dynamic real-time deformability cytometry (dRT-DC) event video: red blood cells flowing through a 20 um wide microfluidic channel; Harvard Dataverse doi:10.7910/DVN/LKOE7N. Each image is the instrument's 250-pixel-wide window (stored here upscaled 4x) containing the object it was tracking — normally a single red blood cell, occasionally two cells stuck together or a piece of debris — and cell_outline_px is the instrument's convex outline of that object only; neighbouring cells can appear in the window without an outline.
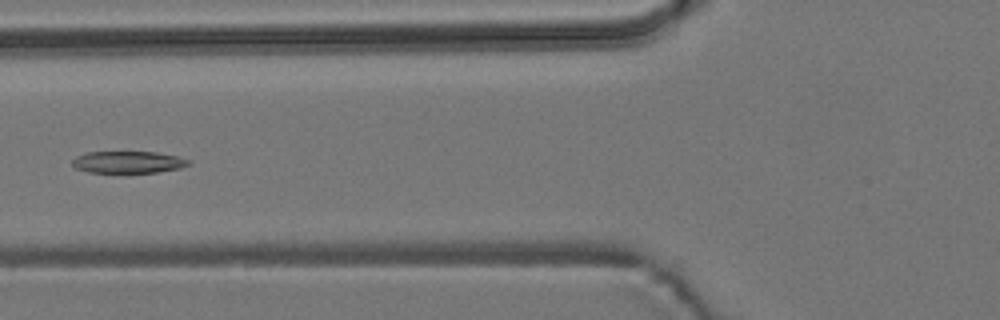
{"species": "common noctule bat (a hibernating species)", "species_latin": "Nyctalus noctula", "temperature_condition": "room temperature", "stored_images_in_passage": 6, "camera_frame_rate_fps": 3000, "um_per_image_px": 0.085, "animal": {"sex": "male", "body_mass_g": 19.2, "forearm_length_mm": 51.8}, "frame": {"image": 1, "passage_image": 5, "time_ms": 4.667, "image_size_px": [1000, 320], "cell_outline_px": [[192, 164], [180, 168], [156, 172], [88, 172], [76, 168], [72, 164], [72, 160], [76, 156], [88, 152], [156, 152], [176, 156], [188, 160]], "centroid_in_image_um": [10.88, 13.78], "position_along_channel_um": 114.9, "area_um2": 14.68}}
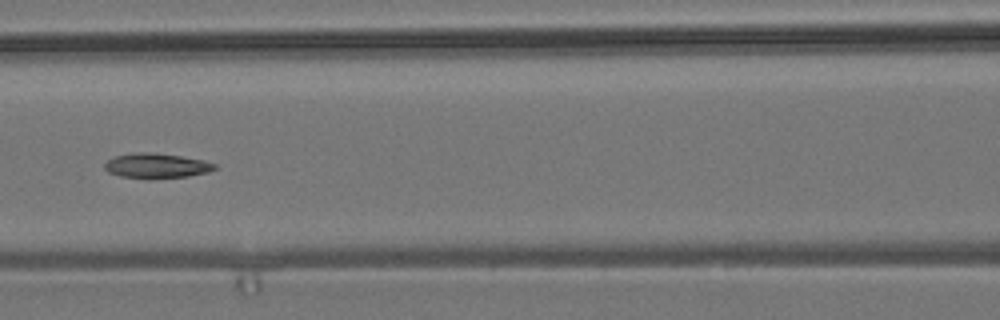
{"frame": {"image": 2, "passage_image": 6, "time_ms": 5.667, "image_size_px": [1000, 320], "cell_outline_px": [[216, 168], [208, 172], [188, 176], [148, 180], [120, 176], [108, 172], [104, 168], [104, 164], [108, 160], [116, 156], [132, 152], [152, 152], [180, 156], [204, 160], [216, 164]], "centroid_in_image_um": [13.28, 14.1], "position_along_channel_um": 153.3, "area_um2": 16.24}}